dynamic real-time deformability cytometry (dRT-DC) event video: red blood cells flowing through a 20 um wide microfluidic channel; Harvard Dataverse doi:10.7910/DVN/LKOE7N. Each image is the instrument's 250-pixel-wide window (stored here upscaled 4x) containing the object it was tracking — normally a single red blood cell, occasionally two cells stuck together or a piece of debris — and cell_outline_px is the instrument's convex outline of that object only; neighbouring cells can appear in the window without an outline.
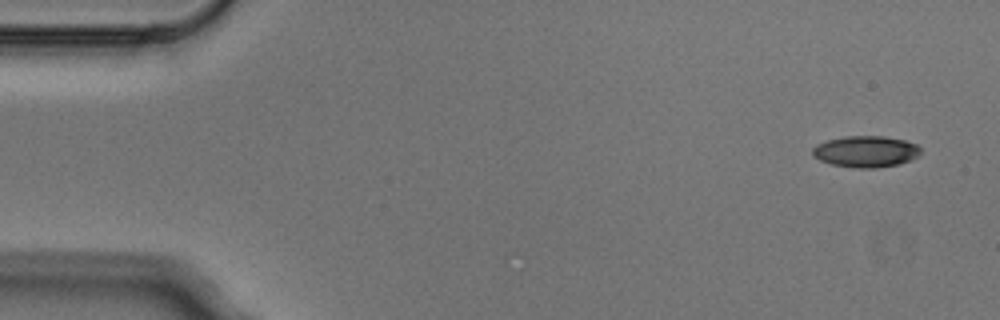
{"species": "Egyptian fruit bat (a non-hibernating species)", "species_latin": "Rousettus aegyptiacus", "temperature_condition": "cold", "stored_images_in_passage": 5, "camera_frame_rate_fps": 3000, "um_per_image_px": 0.085, "animal": {"sex": "male"}, "frame": {"image": 1, "passage_image": 1, "time_ms": 0.0, "image_size_px": [1000, 320], "cell_outline_px": [[920, 156], [912, 160], [900, 164], [876, 168], [856, 168], [832, 164], [820, 160], [812, 156], [812, 148], [816, 144], [828, 140], [844, 136], [884, 136], [904, 140], [916, 144], [920, 148]], "centroid_in_image_um": [73.6, 12.88], "position_along_channel_um": 11.4, "area_um2": 19.94}}
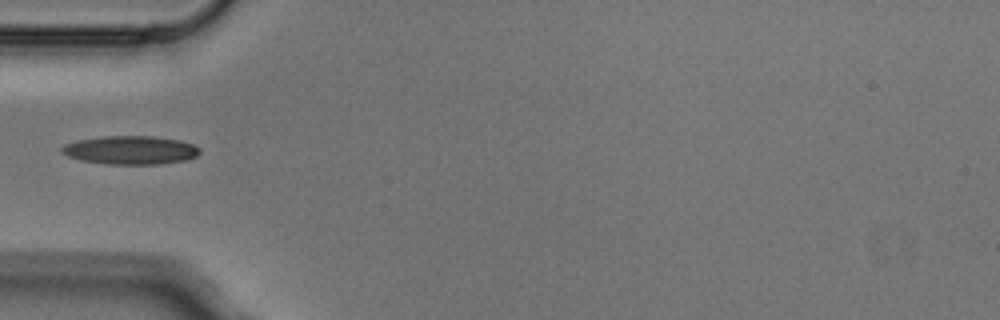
{"frame": {"image": 2, "passage_image": 4, "time_ms": 1.0, "image_size_px": [1000, 320], "cell_outline_px": [[200, 152], [196, 156], [188, 160], [160, 164], [108, 164], [80, 160], [68, 156], [60, 152], [60, 148], [64, 144], [80, 140], [104, 136], [152, 136], [180, 140], [192, 144], [200, 148]], "centroid_in_image_um": [11.1, 12.76], "position_along_channel_um": 73.9, "area_um2": 22.95}}
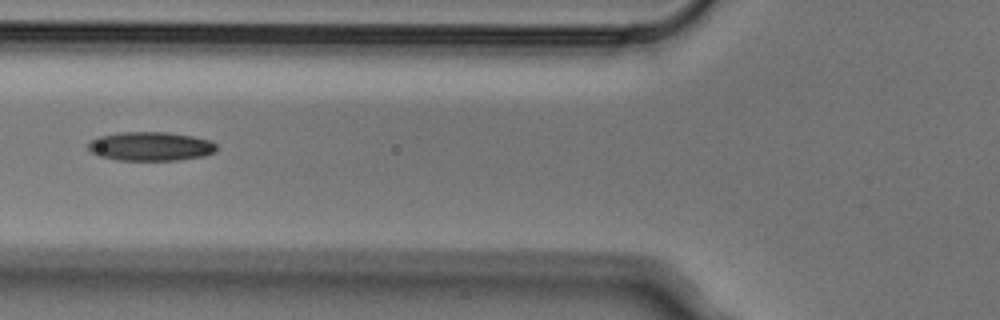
{"frame": {"image": 3, "passage_image": 5, "time_ms": 1.333, "image_size_px": [1000, 320], "cell_outline_px": [[216, 152], [204, 156], [180, 160], [120, 160], [100, 156], [92, 152], [88, 148], [88, 140], [96, 136], [116, 132], [168, 132], [192, 136], [212, 140], [216, 144]], "centroid_in_image_um": [12.79, 12.42], "position_along_channel_um": 113.0, "area_um2": 21.96}}